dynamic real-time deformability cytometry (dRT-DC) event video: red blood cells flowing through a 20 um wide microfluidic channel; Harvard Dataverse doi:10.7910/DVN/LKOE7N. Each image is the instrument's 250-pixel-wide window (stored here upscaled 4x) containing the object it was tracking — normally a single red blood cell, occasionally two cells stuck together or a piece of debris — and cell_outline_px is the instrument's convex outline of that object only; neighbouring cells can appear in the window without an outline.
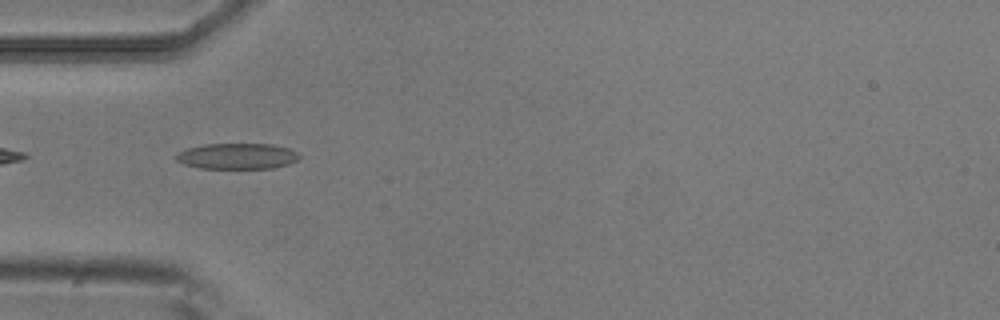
{"species": "common noctule bat (a hibernating species)", "species_latin": "Nyctalus noctula", "temperature_condition": "room temperature", "stored_images_in_passage": 8, "camera_frame_rate_fps": 3000, "um_per_image_px": 0.085, "animal": {"sex": "male", "body_mass_g": 20.5, "forearm_length_mm": 52.5}, "frame": {"image": 1, "passage_image": 5, "time_ms": 1.333, "image_size_px": [1000, 320], "cell_outline_px": [[300, 156], [296, 160], [288, 164], [272, 168], [200, 168], [184, 164], [176, 160], [176, 152], [188, 148], [204, 144], [272, 144], [288, 148], [300, 152]], "centroid_in_image_um": [20.16, 13.26], "position_along_channel_um": 64.8, "area_um2": 18.55}}
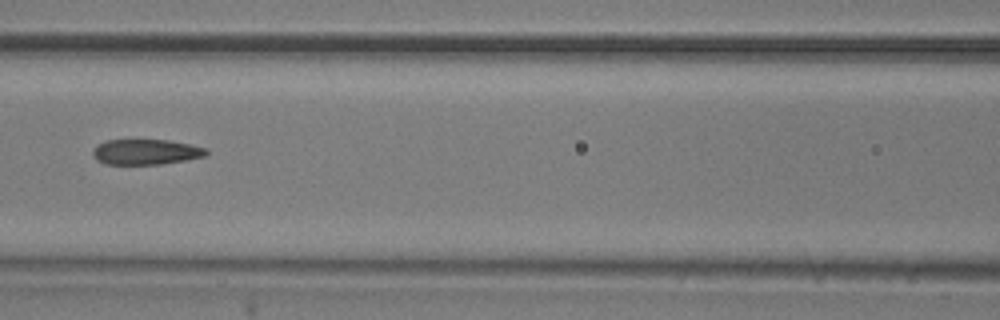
{"frame": {"image": 2, "passage_image": 7, "time_ms": 2.0, "image_size_px": [1000, 320], "cell_outline_px": [[208, 152], [204, 156], [184, 160], [160, 164], [104, 164], [96, 160], [92, 152], [96, 144], [104, 140], [168, 140], [208, 148]], "centroid_in_image_um": [12.35, 12.91], "position_along_channel_um": 154.2, "area_um2": 16.76}}
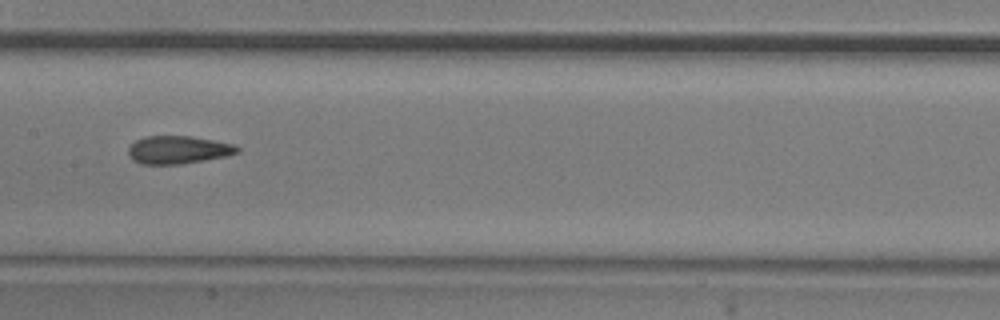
{"frame": {"image": 3, "passage_image": 8, "time_ms": 2.333, "image_size_px": [1000, 320], "cell_outline_px": [[240, 152], [228, 156], [180, 164], [140, 164], [132, 160], [128, 152], [128, 148], [136, 140], [144, 136], [192, 136], [236, 144], [240, 148]], "centroid_in_image_um": [15.18, 12.73], "position_along_channel_um": 192.2, "area_um2": 17.92}}